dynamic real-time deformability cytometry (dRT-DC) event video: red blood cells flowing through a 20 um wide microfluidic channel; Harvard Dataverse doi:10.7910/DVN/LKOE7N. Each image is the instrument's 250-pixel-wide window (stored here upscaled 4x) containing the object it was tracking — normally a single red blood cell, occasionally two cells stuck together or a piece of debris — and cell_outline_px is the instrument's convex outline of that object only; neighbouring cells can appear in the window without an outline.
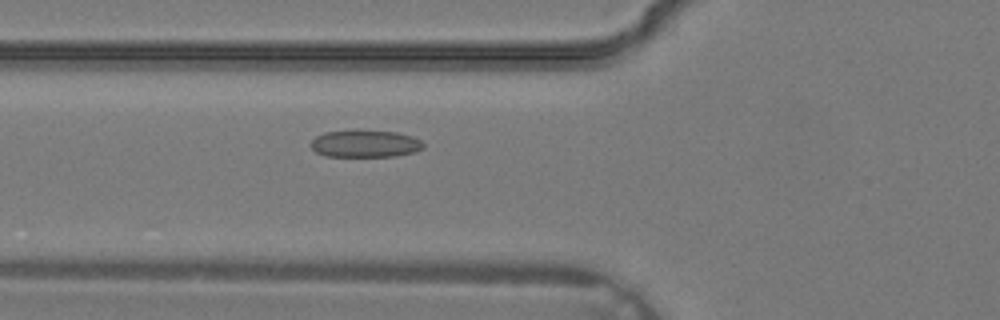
{"species": "common noctule bat (a hibernating species)", "species_latin": "Nyctalus noctula", "temperature_condition": "warm", "stored_images_in_passage": 30, "camera_frame_rate_fps": 3000, "um_per_image_px": 0.085, "animal": {"sex": "male", "body_mass_g": 19.2, "forearm_length_mm": 51.8}, "frame": {"image": 1, "passage_image": 7, "time_ms": 2.0, "image_size_px": [1000, 320], "cell_outline_px": [[424, 148], [416, 152], [396, 156], [324, 156], [316, 152], [308, 144], [316, 136], [324, 132], [396, 132], [412, 136], [420, 140], [424, 144]], "centroid_in_image_um": [31.05, 12.25], "position_along_channel_um": 94.8, "area_um2": 17.46}}
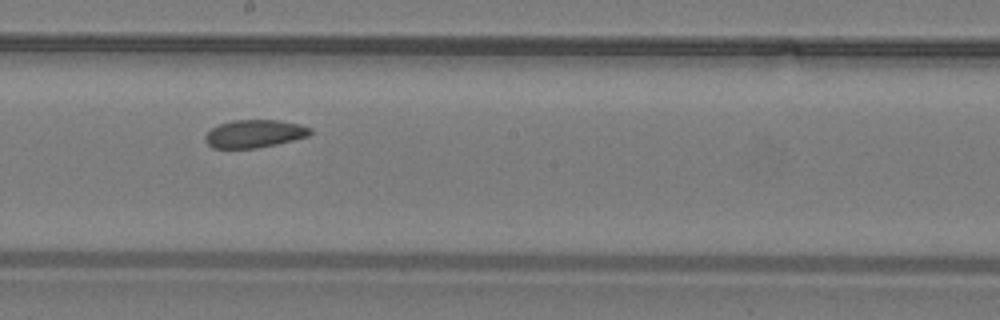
{"frame": {"image": 2, "passage_image": 14, "time_ms": 4.333, "image_size_px": [1000, 320], "cell_outline_px": [[312, 132], [308, 136], [276, 144], [256, 148], [212, 148], [204, 140], [204, 136], [212, 128], [220, 124], [232, 120], [280, 120], [300, 124], [312, 128]], "centroid_in_image_um": [21.63, 11.36], "position_along_channel_um": 226.6, "area_um2": 17.05}}
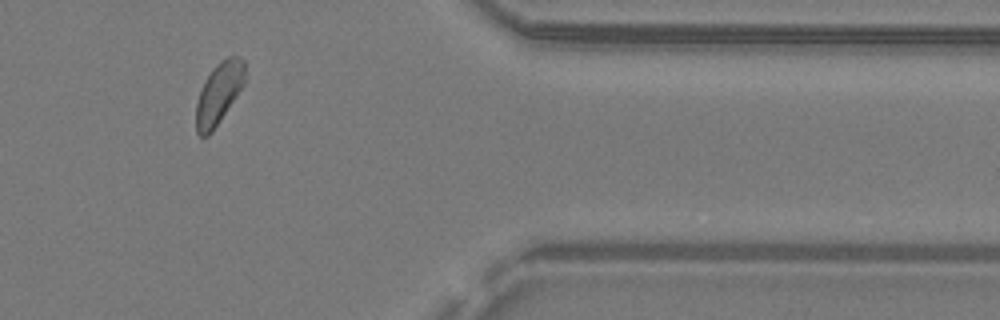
{"frame": {"image": 3, "passage_image": 24, "time_ms": 7.667, "image_size_px": [1000, 320], "cell_outline_px": [[244, 84], [212, 132], [208, 136], [200, 136], [196, 132], [196, 104], [204, 80], [212, 68], [220, 60], [228, 56], [236, 56], [244, 60]], "centroid_in_image_um": [18.58, 7.92], "position_along_channel_um": 392.8, "area_um2": 17.34}}